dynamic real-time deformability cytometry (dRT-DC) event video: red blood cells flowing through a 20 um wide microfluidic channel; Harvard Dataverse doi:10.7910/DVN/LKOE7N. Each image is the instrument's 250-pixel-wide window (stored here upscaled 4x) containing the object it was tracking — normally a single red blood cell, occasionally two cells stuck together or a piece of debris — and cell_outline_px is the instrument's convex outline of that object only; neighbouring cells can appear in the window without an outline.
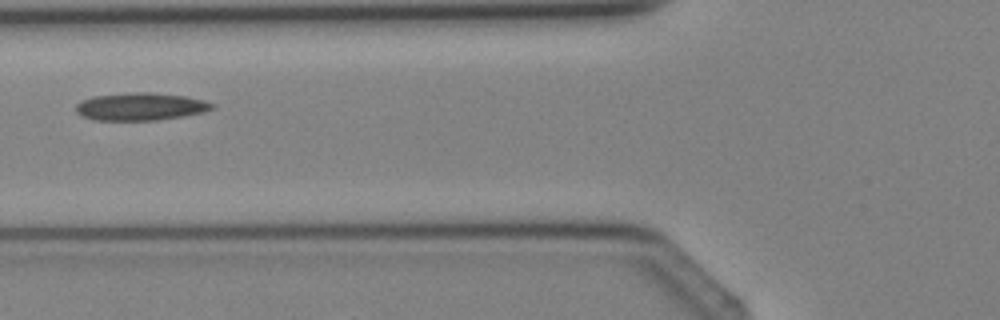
{"species": "Egyptian fruit bat (a non-hibernating species)", "species_latin": "Rousettus aegyptiacus", "temperature_condition": "cold", "stored_images_in_passage": 6, "camera_frame_rate_fps": 3000, "um_per_image_px": 0.085, "animal": {"sex": "female"}, "frame": {"image": 1, "passage_image": 6, "time_ms": 5.667, "image_size_px": [1000, 320], "cell_outline_px": [[216, 108], [204, 112], [184, 116], [156, 120], [96, 120], [84, 116], [76, 112], [76, 104], [80, 100], [92, 96], [132, 92], [148, 92], [184, 96], [204, 100], [216, 104]], "centroid_in_image_um": [11.97, 9.05], "position_along_channel_um": 113.8, "area_um2": 22.02}}